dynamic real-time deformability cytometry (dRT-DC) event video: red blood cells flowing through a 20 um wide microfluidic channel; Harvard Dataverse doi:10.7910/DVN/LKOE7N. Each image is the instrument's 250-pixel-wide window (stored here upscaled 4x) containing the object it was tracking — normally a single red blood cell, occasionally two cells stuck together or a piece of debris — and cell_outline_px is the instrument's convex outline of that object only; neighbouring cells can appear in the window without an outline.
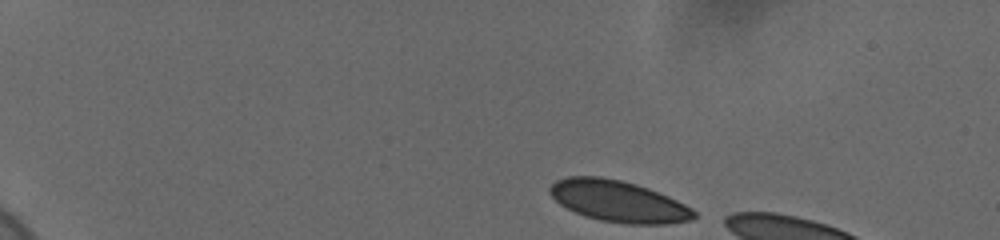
{"species": "human", "species_latin": "Homo sapiens", "temperature_condition": "cold", "stored_images_in_passage": 8, "camera_frame_rate_fps": 3000, "um_per_image_px": 0.085, "donor": {"sex": "female"}, "frame": {"image": 1, "passage_image": 1, "time_ms": 0.0, "image_size_px": [1000, 240], "cell_outline_px": [[696, 216], [692, 220], [668, 224], [624, 224], [600, 220], [584, 216], [560, 204], [548, 192], [548, 188], [556, 180], [568, 176], [600, 176], [620, 180], [636, 184], [648, 188], [668, 196], [692, 208], [696, 212]], "centroid_in_image_um": [52.56, 17.11], "position_along_channel_um": 32.4, "area_um2": 34.8}}